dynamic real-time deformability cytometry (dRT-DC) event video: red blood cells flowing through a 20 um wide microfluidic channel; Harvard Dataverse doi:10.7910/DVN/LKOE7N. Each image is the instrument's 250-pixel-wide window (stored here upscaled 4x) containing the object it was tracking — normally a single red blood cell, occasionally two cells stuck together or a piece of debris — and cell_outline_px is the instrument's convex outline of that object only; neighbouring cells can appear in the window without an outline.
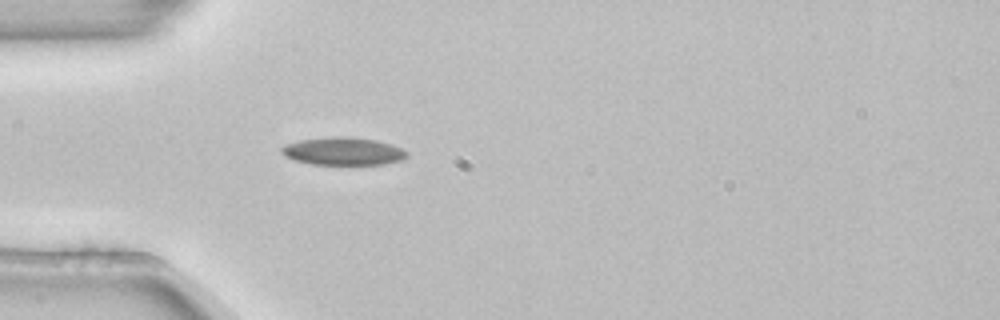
{"species": "common noctule bat (a hibernating species)", "species_latin": "Nyctalus noctula", "temperature_condition": "room temperature", "stored_images_in_passage": 3, "camera_frame_rate_fps": 3000, "um_per_image_px": 0.085, "animal": {"sex": "female", "body_mass_g": 22.7, "forearm_length_mm": 54.2}, "frame": {"image": 1, "passage_image": 3, "time_ms": 0.667, "image_size_px": [1000, 320], "cell_outline_px": [[408, 156], [400, 160], [384, 164], [312, 164], [292, 160], [284, 156], [280, 152], [280, 148], [284, 144], [300, 140], [340, 136], [376, 140], [400, 148], [408, 152]], "centroid_in_image_um": [29.1, 12.86], "position_along_channel_um": 55.9, "area_um2": 20.11}}